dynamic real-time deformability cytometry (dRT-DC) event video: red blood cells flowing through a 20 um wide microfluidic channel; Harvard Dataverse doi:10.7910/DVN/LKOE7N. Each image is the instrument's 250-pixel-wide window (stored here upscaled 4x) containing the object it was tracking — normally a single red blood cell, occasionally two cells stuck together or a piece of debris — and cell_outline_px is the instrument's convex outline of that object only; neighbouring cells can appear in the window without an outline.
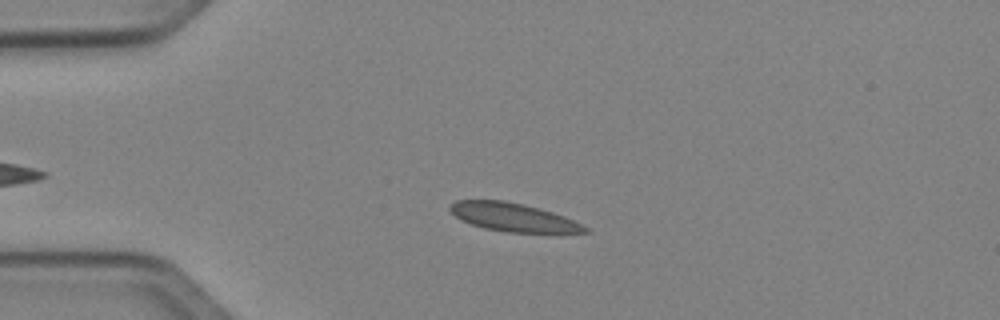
{"species": "Egyptian fruit bat (a non-hibernating species)", "species_latin": "Rousettus aegyptiacus", "temperature_condition": "cold", "stored_images_in_passage": 40, "camera_frame_rate_fps": 3000, "um_per_image_px": 0.085, "animal": {"sex": "female"}, "frame": {"image": 1, "passage_image": 11, "time_ms": 3.333, "image_size_px": [1000, 320], "cell_outline_px": [[592, 232], [560, 236], [508, 232], [484, 228], [460, 220], [448, 208], [456, 200], [504, 200], [524, 204], [540, 208], [564, 216], [588, 228]], "centroid_in_image_um": [43.77, 18.52], "position_along_channel_um": 41.2, "area_um2": 23.24}}
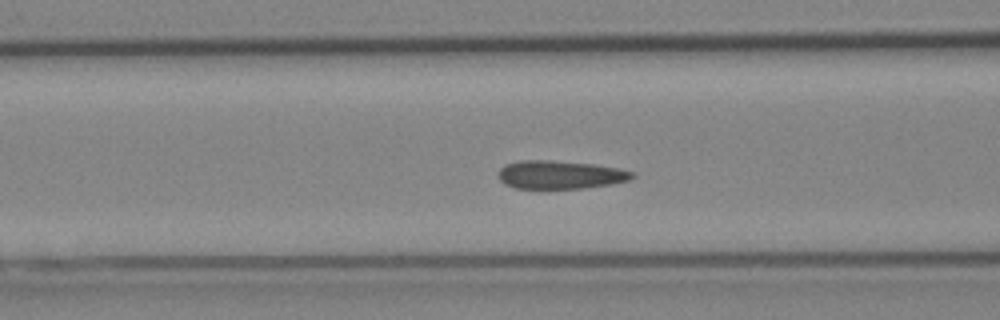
{"frame": {"image": 2, "passage_image": 19, "time_ms": 6.0, "image_size_px": [1000, 320], "cell_outline_px": [[636, 176], [628, 180], [612, 184], [580, 188], [516, 188], [504, 184], [496, 176], [496, 172], [504, 164], [520, 160], [548, 160], [592, 164], [620, 168], [636, 172]], "centroid_in_image_um": [47.58, 14.84], "position_along_channel_um": 119.0, "area_um2": 22.25}}
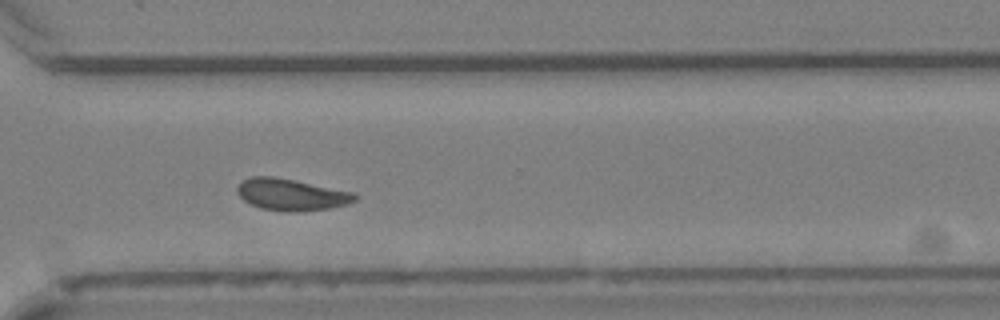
{"frame": {"image": 3, "passage_image": 36, "time_ms": 11.667, "image_size_px": [1000, 320], "cell_outline_px": [[356, 200], [348, 204], [328, 208], [296, 212], [284, 212], [260, 208], [244, 200], [240, 196], [236, 188], [240, 180], [252, 176], [272, 176], [352, 192], [356, 196]], "centroid_in_image_um": [24.7, 16.54], "position_along_channel_um": 345.9, "area_um2": 21.5}}